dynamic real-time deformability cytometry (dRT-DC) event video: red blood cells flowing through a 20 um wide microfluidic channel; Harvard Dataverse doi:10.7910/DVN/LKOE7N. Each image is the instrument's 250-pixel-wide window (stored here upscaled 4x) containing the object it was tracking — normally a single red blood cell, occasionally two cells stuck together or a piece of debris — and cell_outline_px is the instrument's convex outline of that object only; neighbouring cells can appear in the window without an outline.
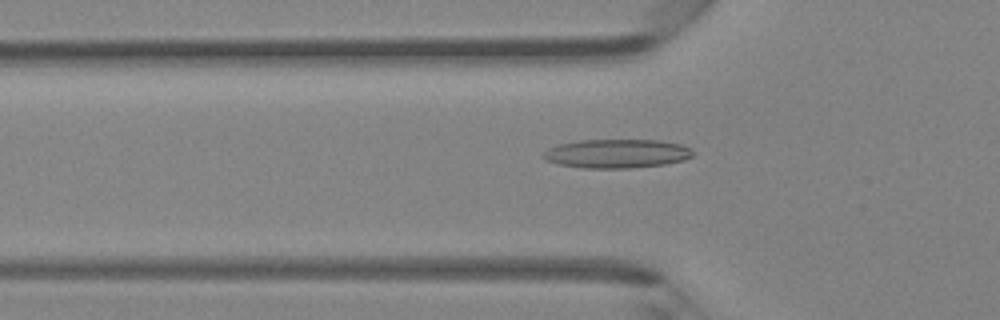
{"species": "Egyptian fruit bat (a non-hibernating species)", "species_latin": "Rousettus aegyptiacus", "temperature_condition": "room temperature", "stored_images_in_passage": 47, "camera_frame_rate_fps": 3000, "um_per_image_px": 0.085, "animal": {"sex": "female"}, "frame": {"image": 1, "passage_image": 16, "time_ms": 5.0, "image_size_px": [1000, 320], "cell_outline_px": [[692, 156], [684, 160], [664, 164], [628, 168], [584, 168], [560, 164], [544, 160], [540, 156], [548, 148], [560, 144], [580, 140], [660, 140], [680, 144], [692, 148]], "centroid_in_image_um": [52.41, 13.05], "position_along_channel_um": 73.4, "area_um2": 25.14}}
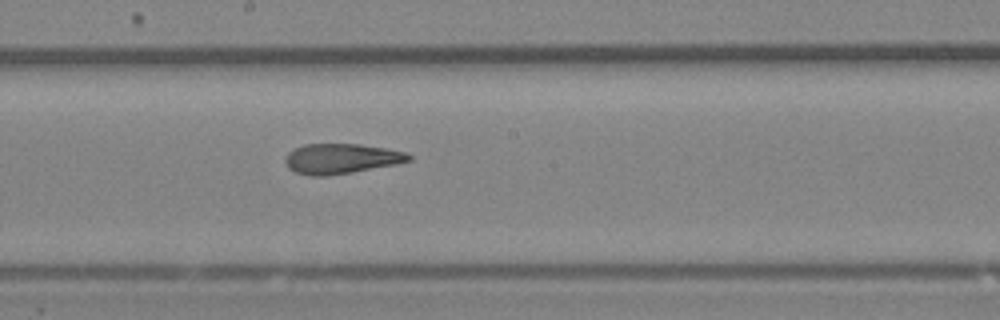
{"frame": {"image": 2, "passage_image": 26, "time_ms": 8.333, "image_size_px": [1000, 320], "cell_outline_px": [[412, 160], [396, 164], [352, 172], [324, 176], [308, 176], [296, 172], [288, 168], [284, 160], [284, 156], [288, 152], [304, 144], [360, 144], [384, 148], [404, 152], [412, 156]], "centroid_in_image_um": [28.96, 13.49], "position_along_channel_um": 219.2, "area_um2": 21.62}}
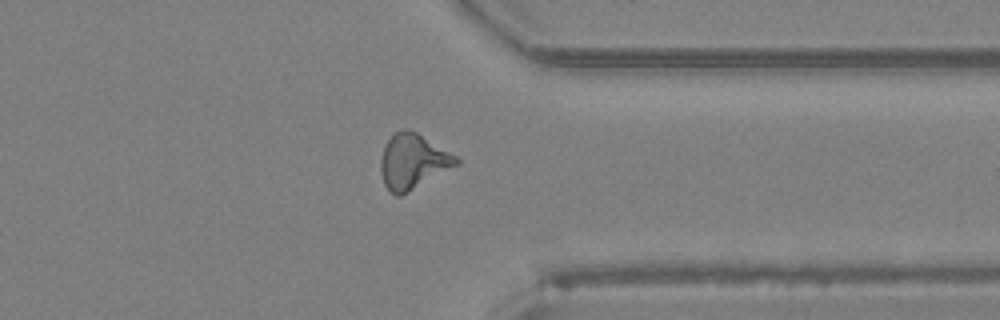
{"frame": {"image": 3, "passage_image": 37, "time_ms": 12.0, "image_size_px": [1000, 320], "cell_outline_px": [[460, 164], [400, 196], [396, 196], [384, 184], [380, 168], [380, 160], [384, 144], [400, 128], [408, 128], [416, 132], [456, 156], [460, 160]], "centroid_in_image_um": [35.08, 13.71], "position_along_channel_um": 376.3, "area_um2": 24.04}, "authors_computed_cell_mechanics": {"area_um2": 22.831, "velocity_mm_per_s": 4.3758, "shape_relaxation_time_tau1_ms": null, "shape_relaxation_time_tau2_ms": 3.2802, "deformation_change_tau1": null, "deformation_change_tau2": 0.1443}}